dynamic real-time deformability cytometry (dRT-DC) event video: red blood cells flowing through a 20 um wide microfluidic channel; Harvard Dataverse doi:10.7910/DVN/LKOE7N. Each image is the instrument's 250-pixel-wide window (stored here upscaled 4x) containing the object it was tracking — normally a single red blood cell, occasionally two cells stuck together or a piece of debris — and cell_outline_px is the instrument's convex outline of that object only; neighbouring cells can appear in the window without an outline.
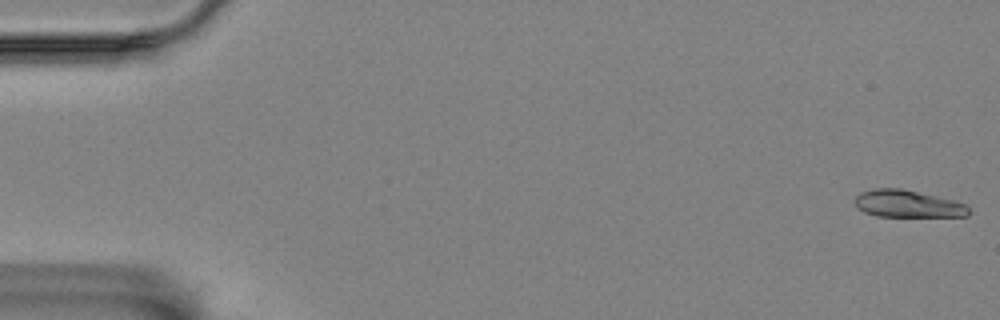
{"species": "Egyptian fruit bat (a non-hibernating species)", "species_latin": "Rousettus aegyptiacus", "temperature_condition": "room temperature", "stored_images_in_passage": 8, "camera_frame_rate_fps": 3000, "um_per_image_px": 0.085, "animal": {"sex": "female"}, "frame": {"image": 1, "passage_image": 1, "time_ms": 0.0, "image_size_px": [1000, 320], "cell_outline_px": [[968, 216], [876, 216], [864, 212], [856, 204], [856, 196], [860, 192], [876, 188], [900, 188], [936, 196], [952, 200], [964, 204], [968, 208]], "centroid_in_image_um": [77.12, 17.32], "position_along_channel_um": 7.9, "area_um2": 17.69}}